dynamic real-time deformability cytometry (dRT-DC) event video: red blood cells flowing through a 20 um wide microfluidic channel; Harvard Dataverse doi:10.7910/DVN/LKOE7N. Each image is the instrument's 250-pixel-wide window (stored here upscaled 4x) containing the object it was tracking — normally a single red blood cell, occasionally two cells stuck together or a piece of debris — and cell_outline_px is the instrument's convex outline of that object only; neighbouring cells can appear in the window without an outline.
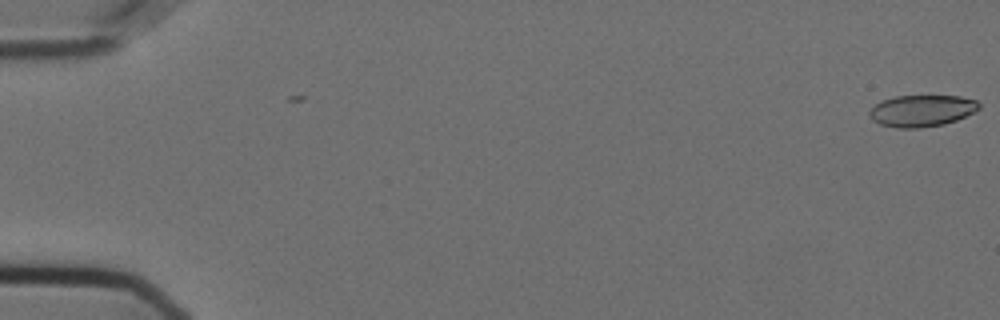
{"species": "Egyptian fruit bat (a non-hibernating species)", "species_latin": "Rousettus aegyptiacus", "temperature_condition": "cold", "stored_images_in_passage": 4, "camera_frame_rate_fps": 3000, "um_per_image_px": 0.085, "animal": {"sex": "female"}, "frame": {"image": 1, "passage_image": 4, "time_ms": 1.0, "image_size_px": [1000, 320], "cell_outline_px": [[980, 108], [976, 112], [956, 120], [944, 124], [920, 128], [896, 128], [880, 124], [872, 120], [868, 116], [868, 112], [876, 104], [884, 100], [896, 96], [960, 96], [976, 100], [980, 104]], "centroid_in_image_um": [78.37, 9.42], "position_along_channel_um": 6.6, "area_um2": 20.29}}